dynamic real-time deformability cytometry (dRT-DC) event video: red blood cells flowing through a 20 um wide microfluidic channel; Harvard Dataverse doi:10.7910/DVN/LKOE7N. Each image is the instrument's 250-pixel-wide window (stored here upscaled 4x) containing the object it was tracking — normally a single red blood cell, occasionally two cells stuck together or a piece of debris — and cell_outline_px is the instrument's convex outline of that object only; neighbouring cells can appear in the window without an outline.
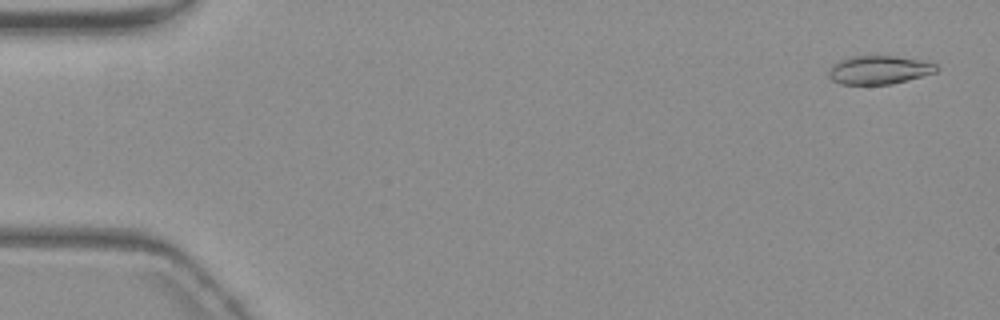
{"species": "common noctule bat (a hibernating species)", "species_latin": "Nyctalus noctula", "temperature_condition": "warm", "stored_images_in_passage": 57, "camera_frame_rate_fps": 3000, "um_per_image_px": 0.085, "animal": {"sex": "female", "body_mass_g": 19.3, "forearm_length_mm": 54.1}, "frame": {"image": 1, "passage_image": 3, "time_ms": 0.667, "image_size_px": [1000, 320], "cell_outline_px": [[940, 68], [936, 72], [892, 84], [840, 84], [832, 80], [828, 76], [828, 68], [832, 64], [848, 56], [896, 56], [920, 60], [936, 64]], "centroid_in_image_um": [74.68, 5.94], "position_along_channel_um": 10.3, "area_um2": 17.98}}
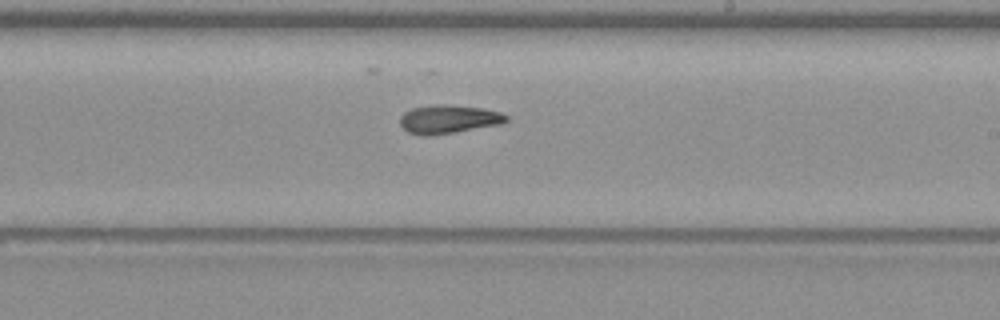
{"frame": {"image": 2, "passage_image": 34, "time_ms": 11.0, "image_size_px": [1000, 320], "cell_outline_px": [[508, 120], [500, 124], [456, 132], [432, 136], [420, 136], [408, 132], [400, 124], [400, 116], [404, 112], [412, 108], [436, 104], [444, 104], [484, 108], [500, 112], [508, 116]], "centroid_in_image_um": [38.11, 10.14], "position_along_channel_um": 250.9, "area_um2": 17.8}}
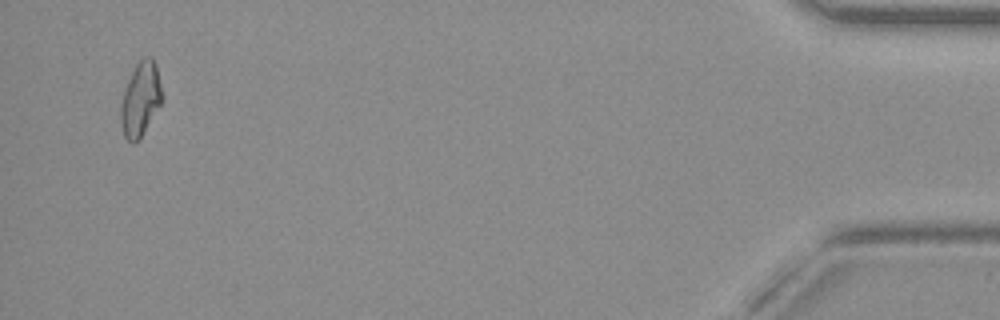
{"frame": {"image": 3, "passage_image": 55, "time_ms": 18.0, "image_size_px": [1000, 320], "cell_outline_px": [[160, 104], [140, 136], [132, 144], [124, 136], [120, 120], [120, 108], [124, 92], [128, 80], [136, 64], [144, 56], [152, 56], [156, 64], [160, 84]], "centroid_in_image_um": [11.91, 8.39], "position_along_channel_um": 423.3, "area_um2": 17.11}}